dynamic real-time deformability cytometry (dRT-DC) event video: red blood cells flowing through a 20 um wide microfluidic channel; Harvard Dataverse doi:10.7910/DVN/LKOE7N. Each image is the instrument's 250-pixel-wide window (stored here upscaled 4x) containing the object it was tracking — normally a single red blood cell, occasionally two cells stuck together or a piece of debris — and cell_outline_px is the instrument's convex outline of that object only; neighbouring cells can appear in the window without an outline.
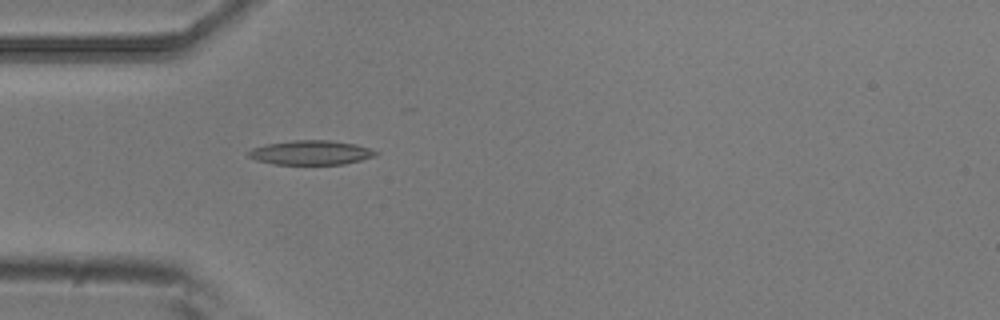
{"species": "common noctule bat (a hibernating species)", "species_latin": "Nyctalus noctula", "temperature_condition": "room temperature", "stored_images_in_passage": 5, "camera_frame_rate_fps": 3000, "um_per_image_px": 0.085, "animal": {"sex": "male", "body_mass_g": 20.5, "forearm_length_mm": 52.5}, "frame": {"image": 1, "passage_image": 5, "time_ms": 1.333, "image_size_px": [1000, 320], "cell_outline_px": [[380, 152], [376, 156], [344, 164], [272, 164], [256, 160], [248, 156], [248, 152], [252, 148], [268, 144], [292, 140], [328, 140], [356, 144]], "centroid_in_image_um": [26.44, 12.97], "position_along_channel_um": 58.6, "area_um2": 17.98}}